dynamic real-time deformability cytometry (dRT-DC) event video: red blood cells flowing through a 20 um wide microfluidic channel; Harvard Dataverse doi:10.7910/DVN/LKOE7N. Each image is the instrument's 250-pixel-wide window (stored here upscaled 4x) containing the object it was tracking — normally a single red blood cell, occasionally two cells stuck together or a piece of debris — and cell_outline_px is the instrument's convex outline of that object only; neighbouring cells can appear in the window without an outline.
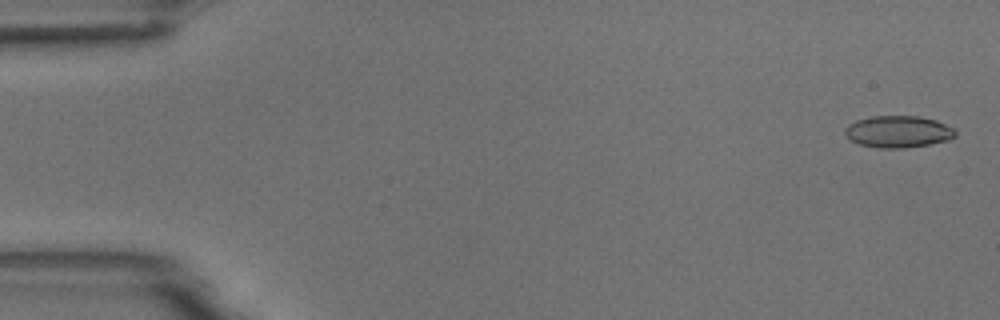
{"species": "common noctule bat (a hibernating species)", "species_latin": "Nyctalus noctula", "temperature_condition": "room temperature", "stored_images_in_passage": 3, "camera_frame_rate_fps": 3000, "um_per_image_px": 0.085, "animal": {"sex": "male", "body_mass_g": 18.8}, "frame": {"image": 1, "passage_image": 1, "time_ms": 0.0, "image_size_px": [1000, 320], "cell_outline_px": [[956, 136], [948, 140], [928, 144], [904, 148], [880, 148], [860, 144], [852, 140], [844, 132], [844, 128], [848, 124], [856, 120], [872, 116], [920, 116], [936, 120], [956, 128]], "centroid_in_image_um": [76.37, 11.18], "position_along_channel_um": 8.6, "area_um2": 20.52}}